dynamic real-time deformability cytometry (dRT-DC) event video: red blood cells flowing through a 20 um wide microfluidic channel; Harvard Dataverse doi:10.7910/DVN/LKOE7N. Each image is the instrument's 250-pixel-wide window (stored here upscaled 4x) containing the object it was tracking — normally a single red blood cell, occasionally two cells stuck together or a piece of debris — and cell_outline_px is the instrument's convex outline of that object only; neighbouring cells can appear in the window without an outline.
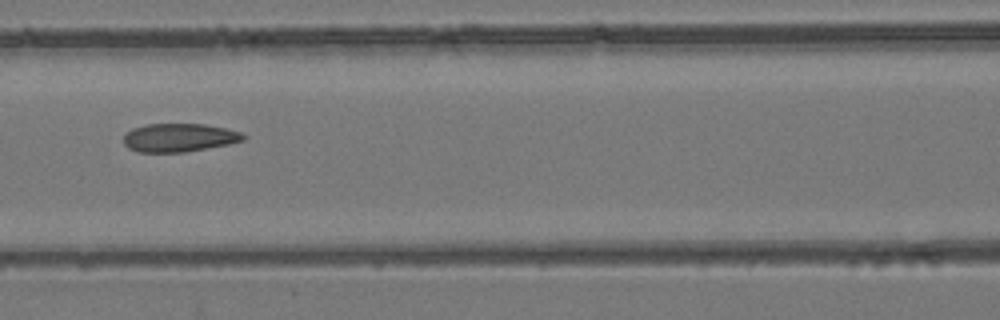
{"species": "common noctule bat (a hibernating species)", "species_latin": "Nyctalus noctula", "temperature_condition": "room temperature", "stored_images_in_passage": 30, "camera_frame_rate_fps": 3000, "um_per_image_px": 0.085, "animal": {"sex": "female", "body_mass_g": 24.6, "forearm_length_mm": 56.2}, "frame": {"image": 1, "passage_image": 24, "time_ms": 7.667, "image_size_px": [1000, 320], "cell_outline_px": [[248, 136], [244, 140], [228, 144], [184, 152], [136, 152], [128, 148], [124, 144], [124, 132], [132, 128], [148, 124], [204, 124], [224, 128], [240, 132]], "centroid_in_image_um": [15.19, 11.7], "position_along_channel_um": 151.4, "area_um2": 19.83}}
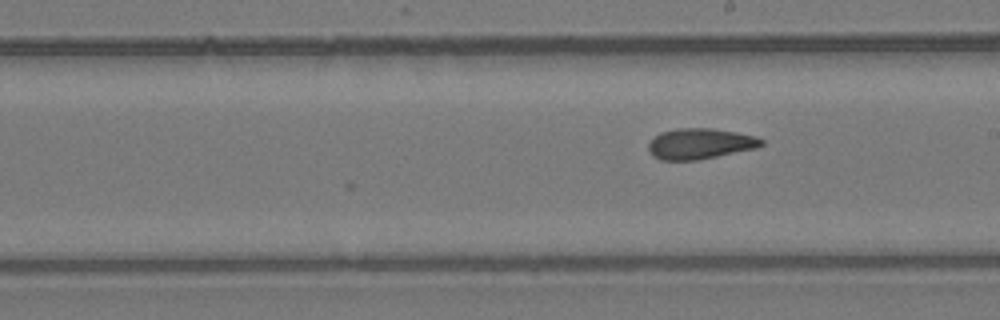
{"frame": {"image": 2, "passage_image": 30, "time_ms": 9.667, "image_size_px": [1000, 320], "cell_outline_px": [[764, 144], [756, 148], [696, 160], [660, 160], [652, 156], [648, 148], [648, 144], [660, 132], [676, 128], [712, 128], [736, 132], [756, 136], [764, 140]], "centroid_in_image_um": [59.5, 12.21], "position_along_channel_um": 229.5, "area_um2": 20.17}}